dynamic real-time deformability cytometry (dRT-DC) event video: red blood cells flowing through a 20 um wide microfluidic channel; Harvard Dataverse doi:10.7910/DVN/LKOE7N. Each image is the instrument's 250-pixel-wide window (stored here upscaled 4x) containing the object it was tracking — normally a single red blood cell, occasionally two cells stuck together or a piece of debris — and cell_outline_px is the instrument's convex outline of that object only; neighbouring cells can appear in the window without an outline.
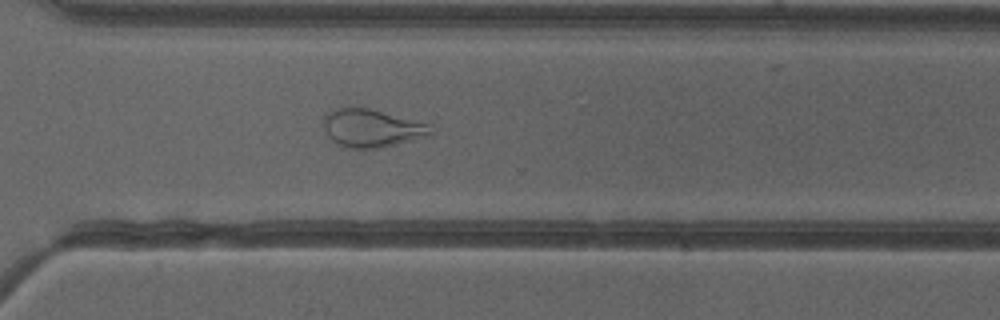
{"species": "common noctule bat (a hibernating species)", "species_latin": "Nyctalus noctula", "temperature_condition": "cold", "stored_images_in_passage": 50, "camera_frame_rate_fps": 3000, "um_per_image_px": 0.085, "animal": {"sex": "female"}, "frame": {"image": 1, "passage_image": 36, "time_ms": 11.667, "image_size_px": [1000, 320], "cell_outline_px": [[436, 132], [424, 136], [396, 144], [376, 148], [348, 148], [336, 144], [328, 136], [320, 124], [324, 116], [328, 112], [336, 108], [368, 108], [432, 124], [436, 128]], "centroid_in_image_um": [31.58, 10.89], "position_along_channel_um": 339.0, "area_um2": 23.87}, "authors_computed_cell_mechanics": {"area_um2": 29.2757, "velocity_mm_per_s": 3.9835, "shape_relaxation_time_tau1_ms": null, "shape_relaxation_time_tau2_ms": 1.4794, "deformation_change_tau1": null, "deformation_change_tau2": 0.0957}}